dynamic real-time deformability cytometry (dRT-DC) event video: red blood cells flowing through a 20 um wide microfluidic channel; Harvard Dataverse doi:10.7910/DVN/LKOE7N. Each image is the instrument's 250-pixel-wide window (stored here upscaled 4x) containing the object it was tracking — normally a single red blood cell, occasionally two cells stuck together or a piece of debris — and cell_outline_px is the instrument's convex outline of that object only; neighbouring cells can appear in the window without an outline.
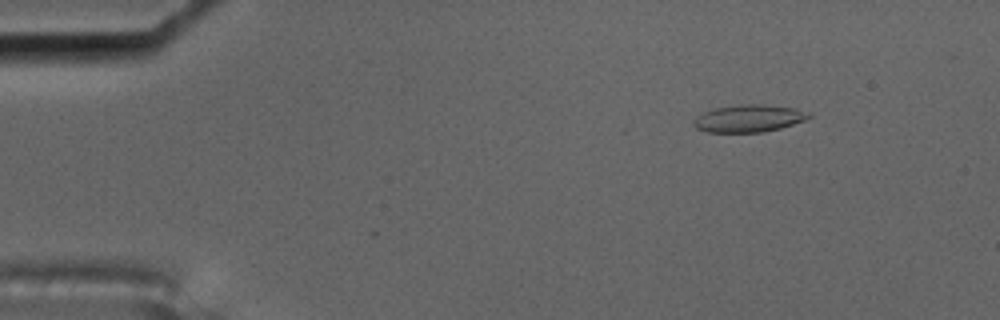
{"species": "common noctule bat (a hibernating species)", "species_latin": "Nyctalus noctula", "temperature_condition": "cold", "stored_images_in_passage": 7, "camera_frame_rate_fps": 3000, "um_per_image_px": 0.085, "animal": {"sex": "male", "body_mass_g": 17.5, "forearm_length_mm": 52.3}, "frame": {"image": 1, "passage_image": 3, "time_ms": 0.667, "image_size_px": [1000, 320], "cell_outline_px": [[812, 116], [804, 120], [780, 128], [760, 132], [708, 132], [696, 128], [692, 124], [692, 120], [696, 116], [704, 112], [716, 108], [740, 104], [764, 104], [792, 108], [812, 112]], "centroid_in_image_um": [63.63, 10.06], "position_along_channel_um": 21.4, "area_um2": 18.32}}